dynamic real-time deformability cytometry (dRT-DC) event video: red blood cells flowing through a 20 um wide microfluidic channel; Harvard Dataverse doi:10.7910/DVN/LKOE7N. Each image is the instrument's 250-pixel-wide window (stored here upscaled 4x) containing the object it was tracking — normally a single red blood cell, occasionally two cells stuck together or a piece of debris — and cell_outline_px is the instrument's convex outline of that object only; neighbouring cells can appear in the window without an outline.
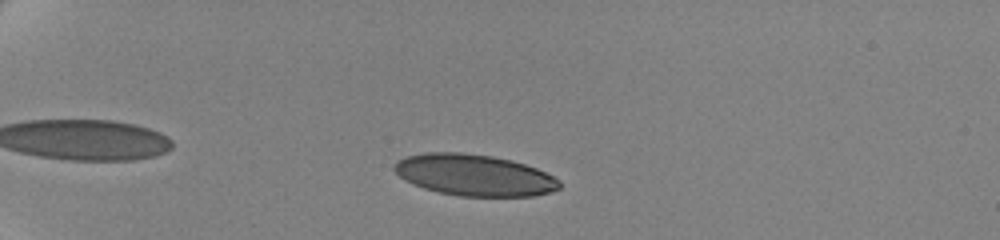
{"species": "human", "species_latin": "Homo sapiens", "temperature_condition": "cold", "stored_images_in_passage": 49, "camera_frame_rate_fps": 3000, "um_per_image_px": 0.085, "donor": {"sex": "female"}, "frame": {"image": 1, "passage_image": 6, "time_ms": 1.667, "image_size_px": [1000, 240], "cell_outline_px": [[560, 188], [552, 192], [536, 196], [460, 196], [440, 192], [424, 188], [412, 184], [404, 180], [392, 168], [396, 160], [408, 156], [428, 152], [460, 152], [492, 156], [512, 160], [536, 168], [560, 180]], "centroid_in_image_um": [40.31, 14.88], "position_along_channel_um": 44.7, "area_um2": 39.88}}
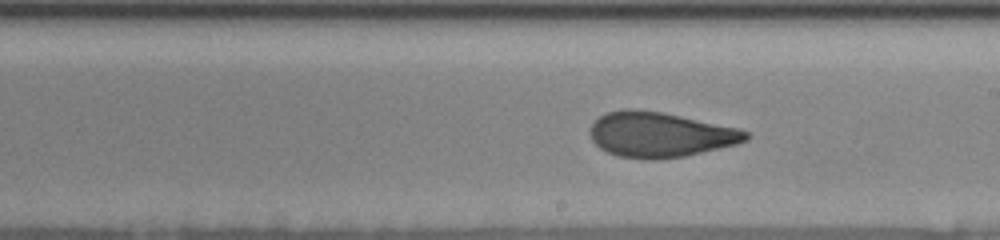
{"frame": {"image": 2, "passage_image": 27, "time_ms": 8.667, "image_size_px": [1000, 240], "cell_outline_px": [[752, 136], [748, 140], [736, 144], [720, 148], [684, 156], [656, 160], [648, 160], [620, 156], [608, 152], [600, 148], [592, 140], [588, 132], [592, 124], [600, 116], [608, 112], [624, 108], [632, 108], [664, 112], [736, 128], [748, 132]], "centroid_in_image_um": [56.08, 11.44], "position_along_channel_um": 232.9, "area_um2": 40.98}}
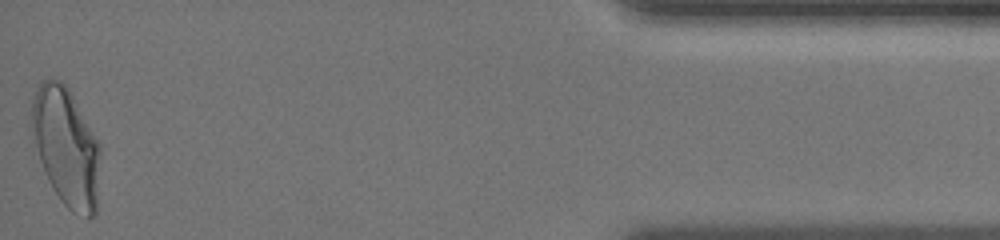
{"frame": {"image": 3, "passage_image": 49, "time_ms": 16.0, "image_size_px": [1000, 240], "cell_outline_px": [[100, 152], [96, 216], [88, 216], [72, 212], [60, 200], [48, 180], [40, 160], [36, 144], [32, 124], [32, 100], [40, 80], [60, 80], [68, 88], [100, 144]], "centroid_in_image_um": [5.64, 12.49], "position_along_channel_um": 429.6, "area_um2": 46.53}, "authors_computed_cell_mechanics": {"area_um2": 40.8646, "velocity_mm_per_s": 3.4982, "shape_relaxation_time_tau1_ms": 7.6289, "shape_relaxation_time_tau2_ms": 1.132, "deformation_change_tau1": 0.2021, "deformation_change_tau2": 0.0734}}